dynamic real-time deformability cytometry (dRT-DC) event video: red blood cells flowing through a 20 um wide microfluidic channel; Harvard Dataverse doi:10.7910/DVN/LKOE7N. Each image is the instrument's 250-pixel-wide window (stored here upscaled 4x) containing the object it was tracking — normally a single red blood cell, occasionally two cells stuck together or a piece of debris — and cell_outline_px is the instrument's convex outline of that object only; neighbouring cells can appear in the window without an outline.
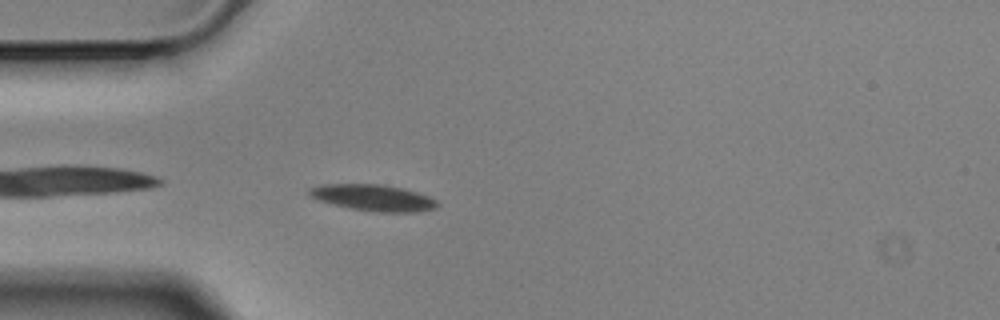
{"species": "Egyptian fruit bat (a non-hibernating species)", "species_latin": "Rousettus aegyptiacus", "temperature_condition": "cold", "stored_images_in_passage": 4, "camera_frame_rate_fps": 3000, "um_per_image_px": 0.085, "animal": {"sex": "male"}, "frame": {"image": 1, "passage_image": 4, "time_ms": 1.0, "image_size_px": [1000, 320], "cell_outline_px": [[440, 204], [436, 208], [420, 212], [376, 212], [352, 208], [332, 204], [308, 196], [308, 188], [320, 184], [384, 184], [404, 188], [428, 196], [436, 200]], "centroid_in_image_um": [31.73, 16.8], "position_along_channel_um": 53.3, "area_um2": 19.83}}